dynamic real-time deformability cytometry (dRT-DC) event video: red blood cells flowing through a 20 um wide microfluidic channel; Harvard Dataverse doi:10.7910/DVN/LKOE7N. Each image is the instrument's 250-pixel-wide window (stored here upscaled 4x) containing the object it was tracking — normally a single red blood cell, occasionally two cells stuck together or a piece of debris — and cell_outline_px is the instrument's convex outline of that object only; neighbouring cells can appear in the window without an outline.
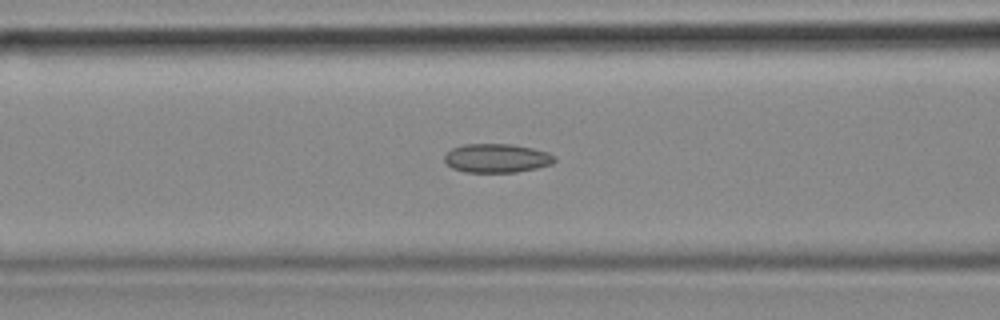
{"species": "common noctule bat (a hibernating species)", "species_latin": "Nyctalus noctula", "temperature_condition": "cold", "stored_images_in_passage": 47, "camera_frame_rate_fps": 3000, "um_per_image_px": 0.085, "animal": {"sex": "female", "body_mass_g": 18.4}, "frame": {"image": 1, "passage_image": 14, "time_ms": 4.333, "image_size_px": [1000, 320], "cell_outline_px": [[556, 160], [552, 164], [536, 168], [516, 172], [464, 172], [452, 168], [444, 160], [444, 156], [452, 148], [464, 144], [512, 144], [532, 148], [548, 152], [556, 156]], "centroid_in_image_um": [42.24, 13.44], "position_along_channel_um": 124.4, "area_um2": 18.55}, "authors_computed_cell_mechanics": {"area_um2": 18.207, "velocity_mm_per_s": 3.6727, "shape_relaxation_time_tau1_ms": null, "shape_relaxation_time_tau2_ms": 2.75, "deformation_change_tau1": null, "deformation_change_tau2": 0.0871}}